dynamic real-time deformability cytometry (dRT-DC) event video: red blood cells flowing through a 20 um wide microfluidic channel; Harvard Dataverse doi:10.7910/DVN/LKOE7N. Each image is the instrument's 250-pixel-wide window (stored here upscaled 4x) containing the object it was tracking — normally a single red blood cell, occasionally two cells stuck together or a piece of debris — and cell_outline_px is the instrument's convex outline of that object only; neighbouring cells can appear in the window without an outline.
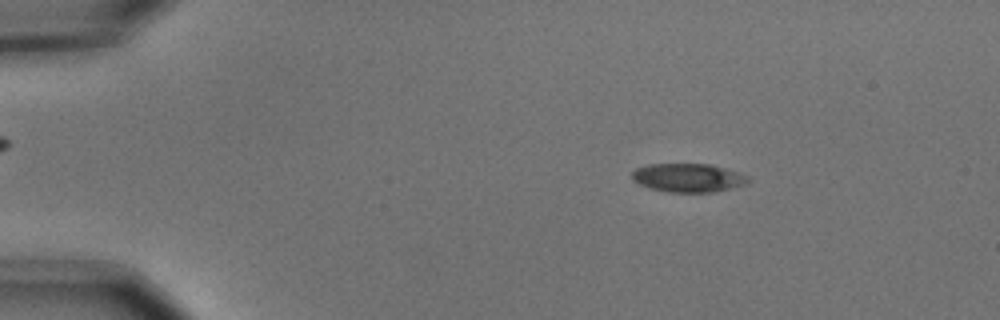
{"species": "common noctule bat (a hibernating species)", "species_latin": "Nyctalus noctula", "temperature_condition": "cold", "stored_images_in_passage": 5, "camera_frame_rate_fps": 3000, "um_per_image_px": 0.085, "animal": {"sex": "male", "body_mass_g": 15.6}, "frame": {"image": 1, "passage_image": 2, "time_ms": 0.333, "image_size_px": [1000, 320], "cell_outline_px": [[752, 180], [744, 184], [712, 192], [668, 192], [648, 188], [632, 180], [632, 172], [636, 168], [648, 164], [708, 164], [724, 168], [748, 176]], "centroid_in_image_um": [58.44, 15.11], "position_along_channel_um": 26.6, "area_um2": 19.19}}
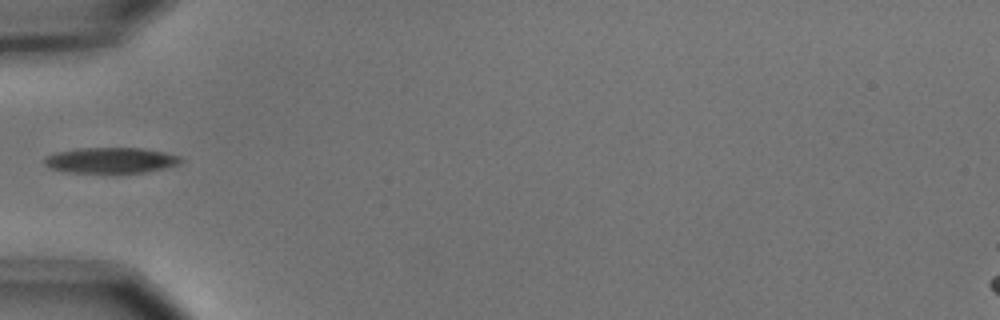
{"frame": {"image": 2, "passage_image": 5, "time_ms": 1.333, "image_size_px": [1000, 320], "cell_outline_px": [[184, 160], [180, 164], [164, 168], [144, 172], [64, 172], [52, 168], [44, 164], [44, 156], [56, 152], [76, 148], [140, 148], [164, 152], [180, 156]], "centroid_in_image_um": [9.41, 13.61], "position_along_channel_um": 75.6, "area_um2": 20.35}}